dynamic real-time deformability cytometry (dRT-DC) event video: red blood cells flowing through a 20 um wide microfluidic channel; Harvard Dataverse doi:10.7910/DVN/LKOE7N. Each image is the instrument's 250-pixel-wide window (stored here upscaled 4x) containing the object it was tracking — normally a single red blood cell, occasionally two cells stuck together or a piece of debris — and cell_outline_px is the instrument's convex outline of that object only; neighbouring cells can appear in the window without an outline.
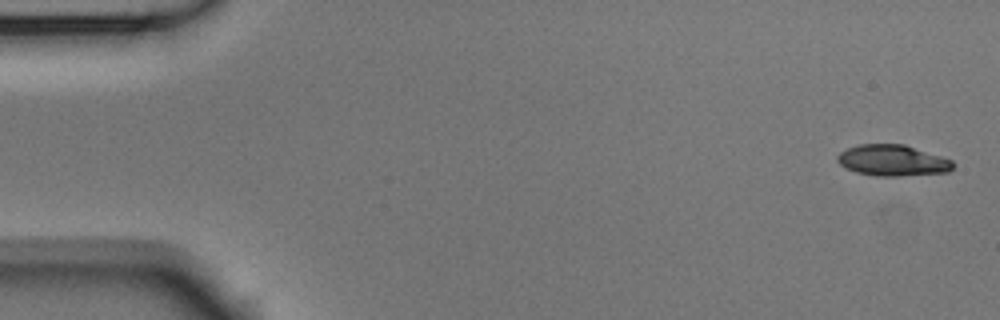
{"species": "Egyptian fruit bat (a non-hibernating species)", "species_latin": "Rousettus aegyptiacus", "temperature_condition": "room temperature", "stored_images_in_passage": 4, "camera_frame_rate_fps": 3000, "um_per_image_px": 0.085, "animal": {"sex": "male"}, "frame": {"image": 1, "passage_image": 1, "time_ms": 0.0, "image_size_px": [1000, 320], "cell_outline_px": [[956, 164], [948, 172], [896, 176], [876, 176], [856, 172], [840, 164], [836, 160], [836, 156], [840, 152], [848, 148], [860, 144], [904, 144], [952, 160]], "centroid_in_image_um": [75.87, 13.63], "position_along_channel_um": 9.1, "area_um2": 20.81}}
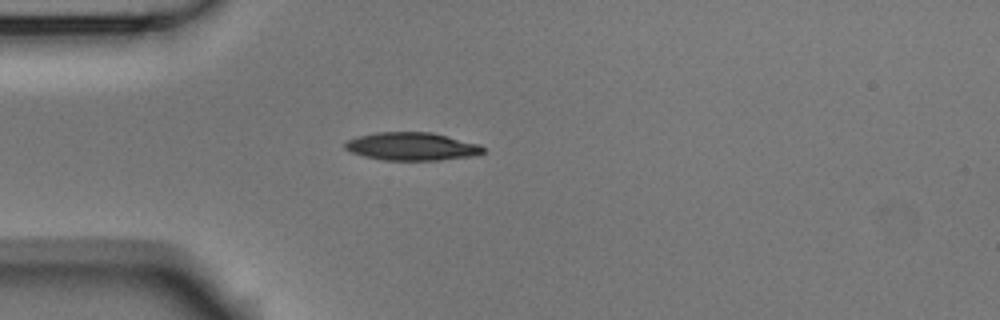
{"frame": {"image": 2, "passage_image": 4, "time_ms": 1.0, "image_size_px": [1000, 320], "cell_outline_px": [[484, 152], [476, 156], [436, 160], [384, 160], [364, 156], [352, 152], [344, 148], [344, 140], [356, 136], [376, 132], [432, 132], [480, 144], [484, 148]], "centroid_in_image_um": [34.99, 12.44], "position_along_channel_um": 50.0, "area_um2": 22.72}}